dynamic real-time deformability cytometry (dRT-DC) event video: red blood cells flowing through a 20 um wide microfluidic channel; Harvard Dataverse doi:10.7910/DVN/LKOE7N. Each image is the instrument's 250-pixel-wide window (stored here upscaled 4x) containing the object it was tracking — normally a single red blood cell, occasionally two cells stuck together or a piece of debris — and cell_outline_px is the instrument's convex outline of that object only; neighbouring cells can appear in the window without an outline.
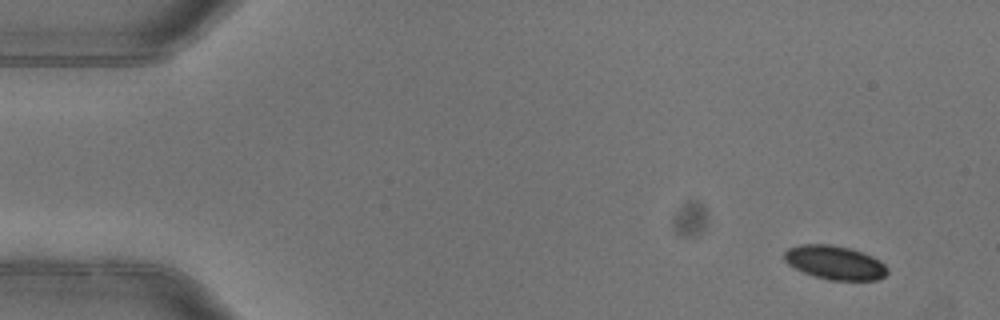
{"species": "common noctule bat (a hibernating species)", "species_latin": "Nyctalus noctula", "temperature_condition": "warm", "stored_images_in_passage": 4, "segment_of_instrument_passage": [2, 2], "camera_frame_rate_fps": 3000, "um_per_image_px": 0.085, "animal": {"sex": "female"}, "frame": {"image": 1, "passage_image": 4, "time_ms": 1.0, "image_size_px": [1000, 320], "cell_outline_px": [[888, 272], [880, 280], [828, 280], [804, 272], [788, 264], [784, 260], [784, 252], [788, 248], [800, 244], [832, 244], [852, 248], [864, 252], [880, 260], [888, 268]], "centroid_in_image_um": [70.99, 22.3], "position_along_channel_um": 14.0, "area_um2": 20.52}}